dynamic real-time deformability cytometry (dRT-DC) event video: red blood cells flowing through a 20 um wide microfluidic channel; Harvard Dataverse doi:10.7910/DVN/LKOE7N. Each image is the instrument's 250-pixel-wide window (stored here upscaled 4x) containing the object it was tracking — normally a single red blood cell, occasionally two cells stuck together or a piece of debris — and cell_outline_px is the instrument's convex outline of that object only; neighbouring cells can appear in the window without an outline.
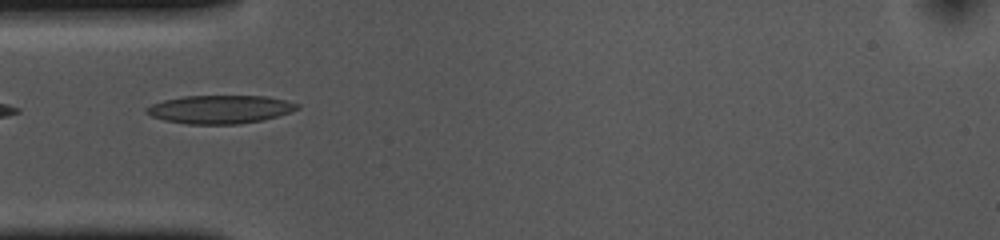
{"species": "common noctule bat (a hibernating species)", "species_latin": "Nyctalus noctula", "temperature_condition": "cold", "stored_images_in_passage": 4, "camera_frame_rate_fps": 3000, "um_per_image_px": 0.085, "animal": {"sex": "female", "body_mass_g": 10.0, "forearm_length_mm": 53.1}, "frame": {"image": 1, "passage_image": 1, "time_ms": 0.0, "image_size_px": [1000, 240], "cell_outline_px": [[300, 108], [292, 112], [264, 120], [240, 124], [188, 124], [164, 120], [152, 116], [144, 112], [144, 108], [152, 104], [164, 100], [184, 96], [268, 96], [300, 104]], "centroid_in_image_um": [18.72, 9.3], "position_along_channel_um": 66.3, "area_um2": 25.03}}